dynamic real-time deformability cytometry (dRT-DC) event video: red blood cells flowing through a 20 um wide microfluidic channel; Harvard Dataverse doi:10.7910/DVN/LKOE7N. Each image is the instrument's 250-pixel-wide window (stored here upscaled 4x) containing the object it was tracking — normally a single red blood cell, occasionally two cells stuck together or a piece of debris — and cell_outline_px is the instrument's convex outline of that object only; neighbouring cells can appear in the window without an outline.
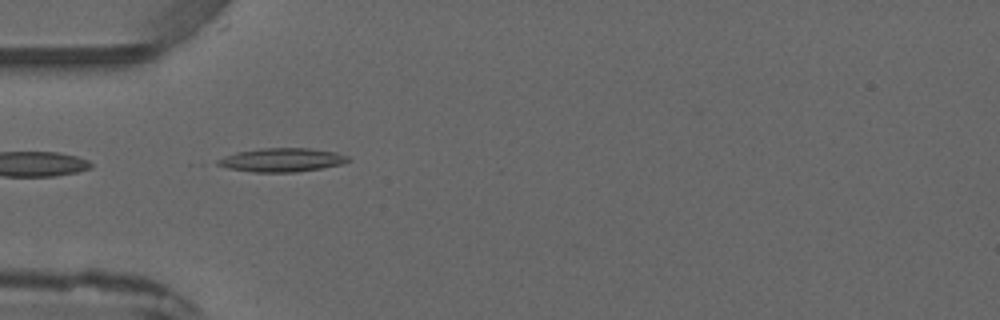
{"species": "common noctule bat (a hibernating species)", "species_latin": "Nyctalus noctula", "temperature_condition": "warm", "stored_images_in_passage": 1, "camera_frame_rate_fps": 3000, "um_per_image_px": 0.085, "animal": {"sex": "male", "forearm_length_mm": 52.5}, "frame": {"image": 1, "passage_image": 1, "time_ms": 0.0, "image_size_px": [1000, 320], "cell_outline_px": [[352, 160], [344, 164], [296, 172], [256, 172], [228, 168], [216, 164], [216, 160], [224, 156], [236, 152], [260, 148], [308, 148], [336, 152], [348, 156]], "centroid_in_image_um": [23.98, 13.59], "position_along_channel_um": 61.0, "area_um2": 18.03}}